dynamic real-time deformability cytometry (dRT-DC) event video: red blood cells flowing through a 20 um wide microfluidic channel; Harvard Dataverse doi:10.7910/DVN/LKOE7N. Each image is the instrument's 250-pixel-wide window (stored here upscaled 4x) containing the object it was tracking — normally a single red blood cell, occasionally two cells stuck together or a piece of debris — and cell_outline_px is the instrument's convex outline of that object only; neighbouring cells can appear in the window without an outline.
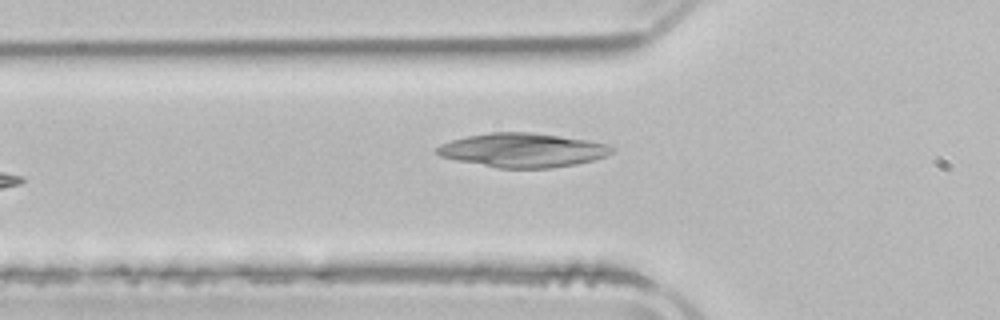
{"species": "common noctule bat (a hibernating species)", "species_latin": "Nyctalus noctula", "temperature_condition": "room temperature", "stored_images_in_passage": 5, "camera_frame_rate_fps": 3000, "um_per_image_px": 0.085, "animal": {"sex": "male", "body_mass_g": 21.5, "forearm_length_mm": 52.0}, "frame": {"image": 1, "passage_image": 5, "time_ms": 6.0, "image_size_px": [1000, 320], "cell_outline_px": [[612, 152], [604, 156], [592, 160], [576, 164], [548, 168], [500, 168], [456, 160], [440, 156], [436, 152], [436, 148], [440, 144], [452, 140], [468, 136], [492, 132], [532, 132], [588, 140], [604, 144], [612, 148]], "centroid_in_image_um": [44.39, 12.76], "position_along_channel_um": 81.4, "area_um2": 34.28}}